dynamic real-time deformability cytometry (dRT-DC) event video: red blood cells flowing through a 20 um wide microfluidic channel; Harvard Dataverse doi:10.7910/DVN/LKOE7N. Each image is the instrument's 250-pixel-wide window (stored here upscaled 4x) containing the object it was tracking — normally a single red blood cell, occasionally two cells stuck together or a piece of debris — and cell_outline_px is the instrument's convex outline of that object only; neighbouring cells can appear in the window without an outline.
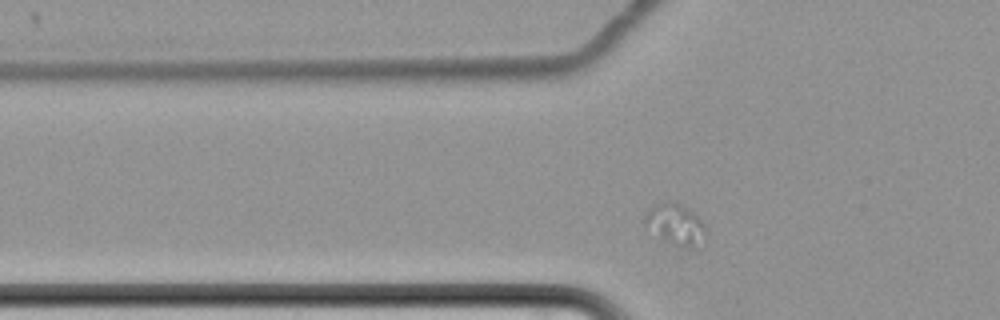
{"species": "common noctule bat (a hibernating species)", "species_latin": "Nyctalus noctula", "temperature_condition": "cold", "stored_images_in_passage": 19, "camera_frame_rate_fps": 3000, "um_per_image_px": 0.085, "animal": {"sex": "female", "body_mass_g": 22.7, "forearm_length_mm": 54.2}, "frame": {"image": 1, "passage_image": 7, "time_ms": 2.0, "image_size_px": [1000, 320], "cell_outline_px": [[704, 232], [692, 248], [680, 248], [664, 240], [644, 228], [644, 220], [648, 208], [656, 204], [680, 204], [688, 208], [704, 224]], "centroid_in_image_um": [57.31, 19.09], "position_along_channel_um": 68.5, "area_um2": 13.99}}